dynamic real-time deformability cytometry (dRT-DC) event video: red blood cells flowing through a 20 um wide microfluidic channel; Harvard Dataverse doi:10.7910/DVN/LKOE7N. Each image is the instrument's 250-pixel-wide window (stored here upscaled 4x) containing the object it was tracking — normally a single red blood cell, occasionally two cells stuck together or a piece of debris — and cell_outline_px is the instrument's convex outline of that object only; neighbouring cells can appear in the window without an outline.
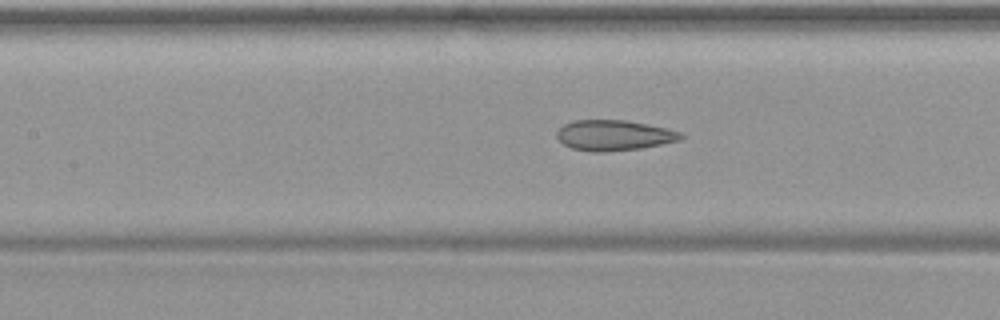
{"species": "common noctule bat (a hibernating species)", "species_latin": "Nyctalus noctula", "temperature_condition": "warm", "stored_images_in_passage": 12, "camera_frame_rate_fps": 3000, "um_per_image_px": 0.085, "animal": {"sex": "female", "body_mass_g": 19.9}, "frame": {"image": 1, "passage_image": 7, "time_ms": 2.0, "image_size_px": [1000, 320], "cell_outline_px": [[684, 136], [680, 140], [640, 148], [604, 152], [592, 152], [572, 148], [564, 144], [556, 136], [556, 132], [564, 124], [572, 120], [624, 120], [668, 128], [680, 132]], "centroid_in_image_um": [52.17, 11.5], "position_along_channel_um": 155.2, "area_um2": 21.91}}
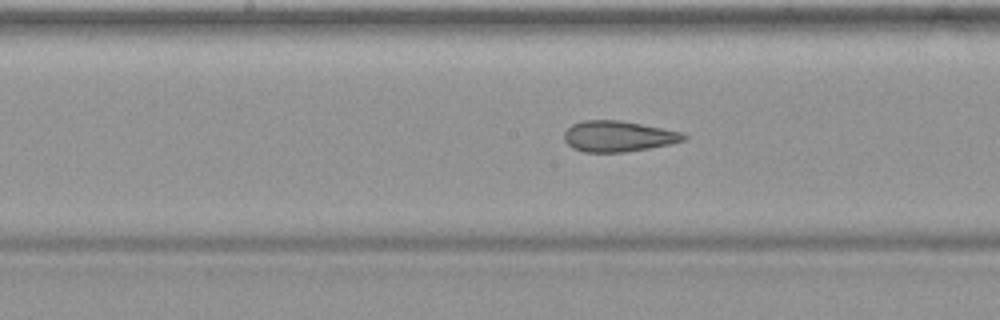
{"frame": {"image": 2, "passage_image": 10, "time_ms": 3.0, "image_size_px": [1000, 320], "cell_outline_px": [[688, 136], [684, 140], [672, 144], [624, 152], [584, 152], [572, 148], [564, 140], [564, 132], [572, 124], [584, 120], [620, 120], [684, 132]], "centroid_in_image_um": [52.56, 11.58], "position_along_channel_um": 195.6, "area_um2": 21.56}}